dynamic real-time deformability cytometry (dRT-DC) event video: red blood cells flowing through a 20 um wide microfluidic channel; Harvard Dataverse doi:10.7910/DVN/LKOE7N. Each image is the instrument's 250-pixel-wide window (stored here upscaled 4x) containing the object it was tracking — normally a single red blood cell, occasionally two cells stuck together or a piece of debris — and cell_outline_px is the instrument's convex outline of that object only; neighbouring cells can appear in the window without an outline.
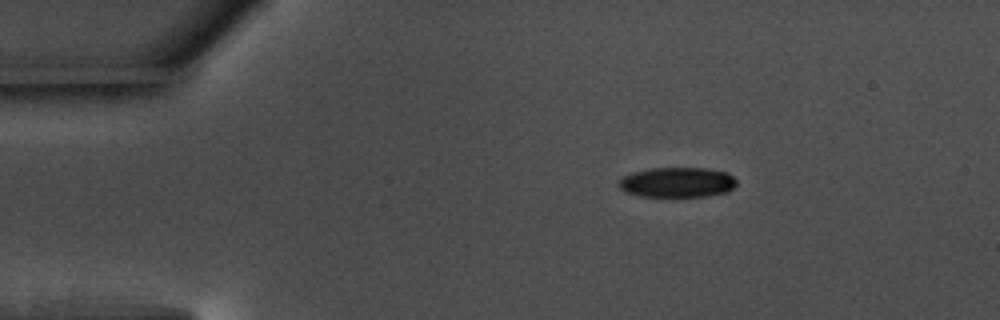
{"species": "common noctule bat (a hibernating species)", "species_latin": "Nyctalus noctula", "temperature_condition": "warm", "stored_images_in_passage": 47, "camera_frame_rate_fps": 3000, "um_per_image_px": 0.085, "animal": {"sex": "male", "body_mass_g": 17.5, "forearm_length_mm": 52.3}, "frame": {"image": 1, "passage_image": 1, "time_ms": 0.0, "image_size_px": [1000, 320], "cell_outline_px": [[736, 184], [728, 192], [708, 196], [640, 196], [628, 192], [620, 188], [616, 184], [624, 176], [632, 172], [652, 168], [704, 168], [728, 172], [736, 180]], "centroid_in_image_um": [57.58, 15.49], "position_along_channel_um": 27.4, "area_um2": 20.58}}
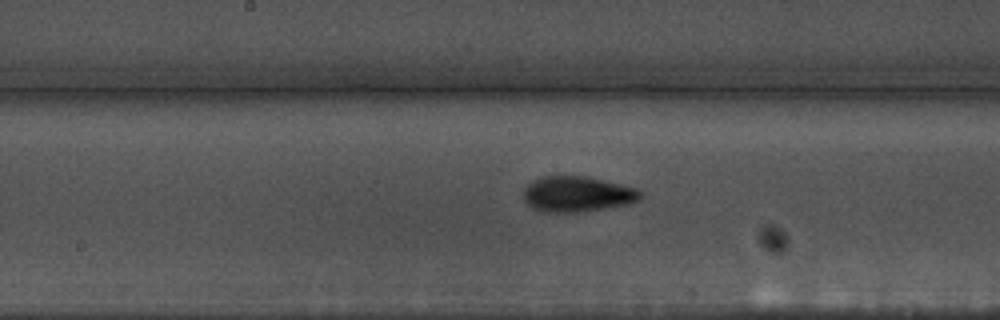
{"frame": {"image": 2, "passage_image": 20, "time_ms": 6.333, "image_size_px": [1000, 320], "cell_outline_px": [[644, 196], [640, 200], [628, 204], [576, 212], [544, 212], [532, 208], [524, 200], [524, 188], [532, 180], [540, 176], [588, 176], [636, 188]], "centroid_in_image_um": [49.05, 16.48], "position_along_channel_um": 199.1, "area_um2": 24.22}}
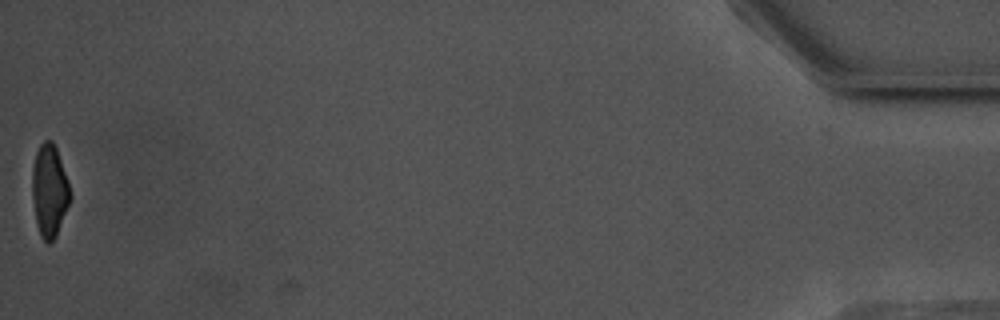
{"frame": {"image": 3, "passage_image": 47, "time_ms": 15.333, "image_size_px": [1000, 320], "cell_outline_px": [[72, 196], [56, 236], [48, 244], [40, 236], [36, 224], [32, 196], [32, 168], [36, 152], [40, 144], [44, 140], [52, 140], [56, 148], [68, 180]], "centroid_in_image_um": [4.2, 16.2], "position_along_channel_um": 431.0, "area_um2": 20.52}, "authors_computed_cell_mechanics": {"area_um2": 22.253, "velocity_mm_per_s": 3.694, "shape_relaxation_time_tau1_ms": 3.0427, "shape_relaxation_time_tau2_ms": 3.3076, "deformation_change_tau1": 0.1321, "deformation_change_tau2": 0.0863}}